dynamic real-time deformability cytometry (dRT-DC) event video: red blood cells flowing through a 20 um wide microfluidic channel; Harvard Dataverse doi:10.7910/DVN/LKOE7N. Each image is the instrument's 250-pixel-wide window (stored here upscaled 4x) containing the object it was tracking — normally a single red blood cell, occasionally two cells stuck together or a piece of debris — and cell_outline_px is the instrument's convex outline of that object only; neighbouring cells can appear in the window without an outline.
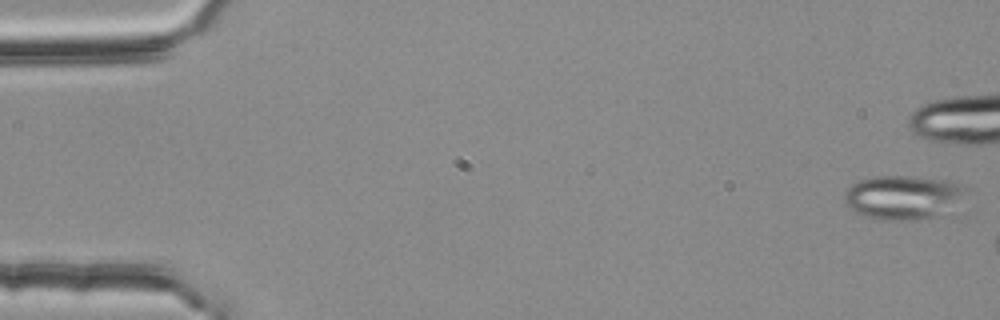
{"species": "common noctule bat (a hibernating species)", "species_latin": "Nyctalus noctula", "temperature_condition": "room temperature", "stored_images_in_passage": 14, "camera_frame_rate_fps": 3000, "um_per_image_px": 0.085, "animal": {"sex": "female", "body_mass_g": 25.1}, "frame": {"image": 1, "passage_image": 1, "time_ms": 0.0, "image_size_px": [1000, 320], "cell_outline_px": [[968, 192], [940, 216], [916, 220], [880, 220], [864, 216], [856, 212], [844, 204], [844, 192], [852, 184], [860, 180], [872, 176], [916, 176], [944, 180], [968, 188]], "centroid_in_image_um": [76.71, 16.77], "position_along_channel_um": 8.3, "area_um2": 31.21}}